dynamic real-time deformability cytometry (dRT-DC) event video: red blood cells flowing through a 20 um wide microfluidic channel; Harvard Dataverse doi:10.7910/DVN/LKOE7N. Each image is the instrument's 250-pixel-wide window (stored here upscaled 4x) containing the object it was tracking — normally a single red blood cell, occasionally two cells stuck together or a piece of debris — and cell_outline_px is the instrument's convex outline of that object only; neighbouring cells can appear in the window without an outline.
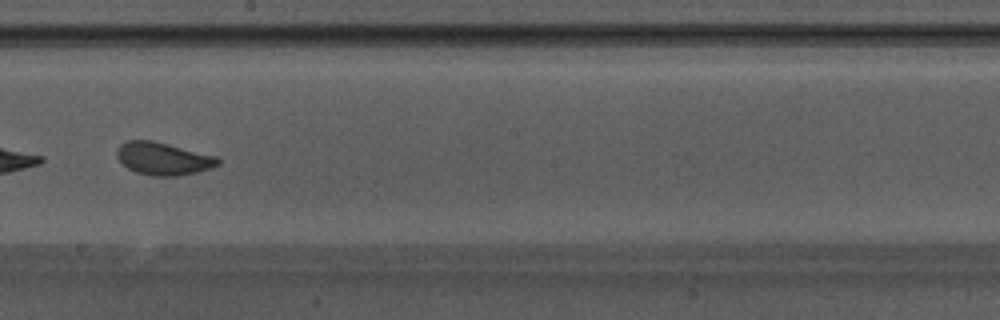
{"species": "Egyptian fruit bat (a non-hibernating species)", "species_latin": "Rousettus aegyptiacus", "temperature_condition": "warm", "stored_images_in_passage": 37, "camera_frame_rate_fps": 3000, "um_per_image_px": 0.085, "animal": {"sex": "male"}, "frame": {"image": 1, "passage_image": 21, "time_ms": 6.667, "image_size_px": [1000, 320], "cell_outline_px": [[220, 164], [196, 172], [176, 176], [152, 176], [136, 172], [128, 168], [116, 156], [116, 152], [120, 144], [128, 140], [152, 140], [216, 156], [220, 160]], "centroid_in_image_um": [13.85, 13.48], "position_along_channel_um": 234.4, "area_um2": 19.02}, "authors_computed_cell_mechanics": {"area_um2": 19.1896, "velocity_mm_per_s": 3.772, "shape_relaxation_time_tau1_ms": 4.1236, "shape_relaxation_time_tau2_ms": 1.1752, "deformation_change_tau1": 0.0996, "deformation_change_tau2": 0.074}}